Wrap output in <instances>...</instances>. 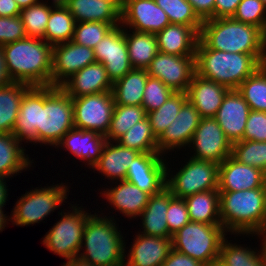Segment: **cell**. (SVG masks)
Masks as SVG:
<instances>
[{"instance_id":"6da1fadb","label":"cell","mask_w":266,"mask_h":266,"mask_svg":"<svg viewBox=\"0 0 266 266\" xmlns=\"http://www.w3.org/2000/svg\"><path fill=\"white\" fill-rule=\"evenodd\" d=\"M199 39L210 49L253 55L266 64V34L257 26L229 18L203 21Z\"/></svg>"},{"instance_id":"7a4b0ae2","label":"cell","mask_w":266,"mask_h":266,"mask_svg":"<svg viewBox=\"0 0 266 266\" xmlns=\"http://www.w3.org/2000/svg\"><path fill=\"white\" fill-rule=\"evenodd\" d=\"M2 47L14 82L30 86L51 85L52 45L41 38L25 37Z\"/></svg>"},{"instance_id":"3957f363","label":"cell","mask_w":266,"mask_h":266,"mask_svg":"<svg viewBox=\"0 0 266 266\" xmlns=\"http://www.w3.org/2000/svg\"><path fill=\"white\" fill-rule=\"evenodd\" d=\"M220 221L231 235H254L266 229V188L219 191Z\"/></svg>"},{"instance_id":"277c9868","label":"cell","mask_w":266,"mask_h":266,"mask_svg":"<svg viewBox=\"0 0 266 266\" xmlns=\"http://www.w3.org/2000/svg\"><path fill=\"white\" fill-rule=\"evenodd\" d=\"M98 215L92 214L85 223L81 251L85 250L78 256L95 266H124L125 237L114 215Z\"/></svg>"},{"instance_id":"5b68a950","label":"cell","mask_w":266,"mask_h":266,"mask_svg":"<svg viewBox=\"0 0 266 266\" xmlns=\"http://www.w3.org/2000/svg\"><path fill=\"white\" fill-rule=\"evenodd\" d=\"M262 64L251 54L208 48L200 39L196 46V73L205 79L237 89Z\"/></svg>"},{"instance_id":"8992f818","label":"cell","mask_w":266,"mask_h":266,"mask_svg":"<svg viewBox=\"0 0 266 266\" xmlns=\"http://www.w3.org/2000/svg\"><path fill=\"white\" fill-rule=\"evenodd\" d=\"M73 128L72 98L61 87L40 86L38 144L55 147L61 138Z\"/></svg>"},{"instance_id":"52a82bcc","label":"cell","mask_w":266,"mask_h":266,"mask_svg":"<svg viewBox=\"0 0 266 266\" xmlns=\"http://www.w3.org/2000/svg\"><path fill=\"white\" fill-rule=\"evenodd\" d=\"M227 232L222 224L189 222L172 236V248L205 266L218 261Z\"/></svg>"},{"instance_id":"ba28073f","label":"cell","mask_w":266,"mask_h":266,"mask_svg":"<svg viewBox=\"0 0 266 266\" xmlns=\"http://www.w3.org/2000/svg\"><path fill=\"white\" fill-rule=\"evenodd\" d=\"M78 205L80 204H70L71 210L58 212L61 219L49 229L42 241V244L53 254L66 260L79 255L85 223L92 215L91 212H86L87 210L83 206L79 207Z\"/></svg>"},{"instance_id":"9c48e42d","label":"cell","mask_w":266,"mask_h":266,"mask_svg":"<svg viewBox=\"0 0 266 266\" xmlns=\"http://www.w3.org/2000/svg\"><path fill=\"white\" fill-rule=\"evenodd\" d=\"M69 192V187L63 182L31 189L30 192L23 194L14 205L10 214V222L18 227L40 223L54 210H57L63 202H66Z\"/></svg>"},{"instance_id":"30bf717a","label":"cell","mask_w":266,"mask_h":266,"mask_svg":"<svg viewBox=\"0 0 266 266\" xmlns=\"http://www.w3.org/2000/svg\"><path fill=\"white\" fill-rule=\"evenodd\" d=\"M166 164V187L174 197L218 189L219 164L211 161L189 158L174 175ZM170 176V177H169Z\"/></svg>"},{"instance_id":"8fae6325","label":"cell","mask_w":266,"mask_h":266,"mask_svg":"<svg viewBox=\"0 0 266 266\" xmlns=\"http://www.w3.org/2000/svg\"><path fill=\"white\" fill-rule=\"evenodd\" d=\"M72 102L74 128L107 134L115 107L112 91L72 98Z\"/></svg>"},{"instance_id":"7c38bea8","label":"cell","mask_w":266,"mask_h":266,"mask_svg":"<svg viewBox=\"0 0 266 266\" xmlns=\"http://www.w3.org/2000/svg\"><path fill=\"white\" fill-rule=\"evenodd\" d=\"M193 159L221 164L231 155L232 143L214 117L202 118L190 142Z\"/></svg>"},{"instance_id":"4fadbf2b","label":"cell","mask_w":266,"mask_h":266,"mask_svg":"<svg viewBox=\"0 0 266 266\" xmlns=\"http://www.w3.org/2000/svg\"><path fill=\"white\" fill-rule=\"evenodd\" d=\"M148 75L160 79L174 92H187L196 73V56L158 52L147 68Z\"/></svg>"},{"instance_id":"5bb4252c","label":"cell","mask_w":266,"mask_h":266,"mask_svg":"<svg viewBox=\"0 0 266 266\" xmlns=\"http://www.w3.org/2000/svg\"><path fill=\"white\" fill-rule=\"evenodd\" d=\"M96 62H101L112 83L124 77L133 68L129 61L126 44L125 28L121 25L114 27L95 46Z\"/></svg>"},{"instance_id":"9a60e30c","label":"cell","mask_w":266,"mask_h":266,"mask_svg":"<svg viewBox=\"0 0 266 266\" xmlns=\"http://www.w3.org/2000/svg\"><path fill=\"white\" fill-rule=\"evenodd\" d=\"M170 24L155 0H127L120 8V25L138 32L157 34Z\"/></svg>"},{"instance_id":"2e32d148","label":"cell","mask_w":266,"mask_h":266,"mask_svg":"<svg viewBox=\"0 0 266 266\" xmlns=\"http://www.w3.org/2000/svg\"><path fill=\"white\" fill-rule=\"evenodd\" d=\"M166 157L159 152L139 153L130 163L125 180L150 195L166 187Z\"/></svg>"},{"instance_id":"e0dca14e","label":"cell","mask_w":266,"mask_h":266,"mask_svg":"<svg viewBox=\"0 0 266 266\" xmlns=\"http://www.w3.org/2000/svg\"><path fill=\"white\" fill-rule=\"evenodd\" d=\"M96 62L94 49L73 41L53 46L51 85L60 87L82 68Z\"/></svg>"},{"instance_id":"ac0fdd59","label":"cell","mask_w":266,"mask_h":266,"mask_svg":"<svg viewBox=\"0 0 266 266\" xmlns=\"http://www.w3.org/2000/svg\"><path fill=\"white\" fill-rule=\"evenodd\" d=\"M202 117L195 107L187 100L179 110L175 120L157 139L158 152L163 156L174 149L188 147L193 134L200 124Z\"/></svg>"},{"instance_id":"d6986e66","label":"cell","mask_w":266,"mask_h":266,"mask_svg":"<svg viewBox=\"0 0 266 266\" xmlns=\"http://www.w3.org/2000/svg\"><path fill=\"white\" fill-rule=\"evenodd\" d=\"M254 188H266V173L261 169L240 163L231 155L219 165V191Z\"/></svg>"},{"instance_id":"ffe728a7","label":"cell","mask_w":266,"mask_h":266,"mask_svg":"<svg viewBox=\"0 0 266 266\" xmlns=\"http://www.w3.org/2000/svg\"><path fill=\"white\" fill-rule=\"evenodd\" d=\"M251 111L237 89H230L214 117L231 143L243 139L246 122Z\"/></svg>"},{"instance_id":"44dd1931","label":"cell","mask_w":266,"mask_h":266,"mask_svg":"<svg viewBox=\"0 0 266 266\" xmlns=\"http://www.w3.org/2000/svg\"><path fill=\"white\" fill-rule=\"evenodd\" d=\"M107 139L103 134L95 131L70 129L56 144L55 148L67 149L89 168L99 161Z\"/></svg>"},{"instance_id":"7402d4cb","label":"cell","mask_w":266,"mask_h":266,"mask_svg":"<svg viewBox=\"0 0 266 266\" xmlns=\"http://www.w3.org/2000/svg\"><path fill=\"white\" fill-rule=\"evenodd\" d=\"M171 239L137 233L124 266H161L172 249Z\"/></svg>"},{"instance_id":"603a6c76","label":"cell","mask_w":266,"mask_h":266,"mask_svg":"<svg viewBox=\"0 0 266 266\" xmlns=\"http://www.w3.org/2000/svg\"><path fill=\"white\" fill-rule=\"evenodd\" d=\"M71 98L112 91L113 83L105 66L94 62L82 68L60 86Z\"/></svg>"},{"instance_id":"cb8c5ba5","label":"cell","mask_w":266,"mask_h":266,"mask_svg":"<svg viewBox=\"0 0 266 266\" xmlns=\"http://www.w3.org/2000/svg\"><path fill=\"white\" fill-rule=\"evenodd\" d=\"M114 187L106 188L100 192L102 197H105L111 205L110 209H114L129 219L137 218L148 204L150 194L140 190L137 186L133 185L127 180L113 182ZM113 206V207H112Z\"/></svg>"},{"instance_id":"d4e9b609","label":"cell","mask_w":266,"mask_h":266,"mask_svg":"<svg viewBox=\"0 0 266 266\" xmlns=\"http://www.w3.org/2000/svg\"><path fill=\"white\" fill-rule=\"evenodd\" d=\"M230 89L212 80L194 74L187 89V100L202 118L215 117L226 93Z\"/></svg>"},{"instance_id":"484cf974","label":"cell","mask_w":266,"mask_h":266,"mask_svg":"<svg viewBox=\"0 0 266 266\" xmlns=\"http://www.w3.org/2000/svg\"><path fill=\"white\" fill-rule=\"evenodd\" d=\"M78 22L109 23L120 25V8L117 0H61Z\"/></svg>"},{"instance_id":"4316f807","label":"cell","mask_w":266,"mask_h":266,"mask_svg":"<svg viewBox=\"0 0 266 266\" xmlns=\"http://www.w3.org/2000/svg\"><path fill=\"white\" fill-rule=\"evenodd\" d=\"M40 126V86H30L24 93L20 110L13 129L18 141L38 144Z\"/></svg>"},{"instance_id":"83f0119b","label":"cell","mask_w":266,"mask_h":266,"mask_svg":"<svg viewBox=\"0 0 266 266\" xmlns=\"http://www.w3.org/2000/svg\"><path fill=\"white\" fill-rule=\"evenodd\" d=\"M139 153L137 150L123 147L116 141H107L99 161L92 169L112 183L125 180L130 163Z\"/></svg>"},{"instance_id":"f1b7e54d","label":"cell","mask_w":266,"mask_h":266,"mask_svg":"<svg viewBox=\"0 0 266 266\" xmlns=\"http://www.w3.org/2000/svg\"><path fill=\"white\" fill-rule=\"evenodd\" d=\"M173 197L171 191L165 187L159 193L151 195L145 209L140 214L143 231L138 232L147 236L161 238H172L166 220V213L170 199Z\"/></svg>"},{"instance_id":"f546056e","label":"cell","mask_w":266,"mask_h":266,"mask_svg":"<svg viewBox=\"0 0 266 266\" xmlns=\"http://www.w3.org/2000/svg\"><path fill=\"white\" fill-rule=\"evenodd\" d=\"M156 38L159 52L178 56H196L199 34L190 26L170 23L156 34Z\"/></svg>"},{"instance_id":"4dcf8cb0","label":"cell","mask_w":266,"mask_h":266,"mask_svg":"<svg viewBox=\"0 0 266 266\" xmlns=\"http://www.w3.org/2000/svg\"><path fill=\"white\" fill-rule=\"evenodd\" d=\"M22 144L12 133H0V176L10 179L23 170H30L34 160L29 159Z\"/></svg>"},{"instance_id":"1f68e13d","label":"cell","mask_w":266,"mask_h":266,"mask_svg":"<svg viewBox=\"0 0 266 266\" xmlns=\"http://www.w3.org/2000/svg\"><path fill=\"white\" fill-rule=\"evenodd\" d=\"M148 76L147 69L133 68L114 82L112 93L115 105L141 106Z\"/></svg>"},{"instance_id":"d6a6232c","label":"cell","mask_w":266,"mask_h":266,"mask_svg":"<svg viewBox=\"0 0 266 266\" xmlns=\"http://www.w3.org/2000/svg\"><path fill=\"white\" fill-rule=\"evenodd\" d=\"M45 41L54 46L72 40L76 21L61 0H52Z\"/></svg>"},{"instance_id":"836d02e7","label":"cell","mask_w":266,"mask_h":266,"mask_svg":"<svg viewBox=\"0 0 266 266\" xmlns=\"http://www.w3.org/2000/svg\"><path fill=\"white\" fill-rule=\"evenodd\" d=\"M125 36L132 68L147 69L159 52L156 35L125 28Z\"/></svg>"},{"instance_id":"e575fe53","label":"cell","mask_w":266,"mask_h":266,"mask_svg":"<svg viewBox=\"0 0 266 266\" xmlns=\"http://www.w3.org/2000/svg\"><path fill=\"white\" fill-rule=\"evenodd\" d=\"M190 222L221 224L219 190H209L184 198Z\"/></svg>"},{"instance_id":"d590c367","label":"cell","mask_w":266,"mask_h":266,"mask_svg":"<svg viewBox=\"0 0 266 266\" xmlns=\"http://www.w3.org/2000/svg\"><path fill=\"white\" fill-rule=\"evenodd\" d=\"M30 85L13 82L0 88V133H13L20 103Z\"/></svg>"},{"instance_id":"8d00e7d4","label":"cell","mask_w":266,"mask_h":266,"mask_svg":"<svg viewBox=\"0 0 266 266\" xmlns=\"http://www.w3.org/2000/svg\"><path fill=\"white\" fill-rule=\"evenodd\" d=\"M225 237L220 246L219 262L223 266H266L261 250L232 243Z\"/></svg>"},{"instance_id":"74e56055","label":"cell","mask_w":266,"mask_h":266,"mask_svg":"<svg viewBox=\"0 0 266 266\" xmlns=\"http://www.w3.org/2000/svg\"><path fill=\"white\" fill-rule=\"evenodd\" d=\"M146 117L147 113L142 106L115 105L105 138L107 141H117L131 127Z\"/></svg>"},{"instance_id":"f35d334b","label":"cell","mask_w":266,"mask_h":266,"mask_svg":"<svg viewBox=\"0 0 266 266\" xmlns=\"http://www.w3.org/2000/svg\"><path fill=\"white\" fill-rule=\"evenodd\" d=\"M186 101L187 94L185 92H174L160 108L147 113L152 132L157 139L175 120Z\"/></svg>"},{"instance_id":"ab89813d","label":"cell","mask_w":266,"mask_h":266,"mask_svg":"<svg viewBox=\"0 0 266 266\" xmlns=\"http://www.w3.org/2000/svg\"><path fill=\"white\" fill-rule=\"evenodd\" d=\"M252 111L266 112V64L237 88Z\"/></svg>"},{"instance_id":"60d3db41","label":"cell","mask_w":266,"mask_h":266,"mask_svg":"<svg viewBox=\"0 0 266 266\" xmlns=\"http://www.w3.org/2000/svg\"><path fill=\"white\" fill-rule=\"evenodd\" d=\"M116 142L140 153L158 152L157 138L147 117L131 127Z\"/></svg>"},{"instance_id":"b9f144b4","label":"cell","mask_w":266,"mask_h":266,"mask_svg":"<svg viewBox=\"0 0 266 266\" xmlns=\"http://www.w3.org/2000/svg\"><path fill=\"white\" fill-rule=\"evenodd\" d=\"M155 2L167 13L170 23L190 26L198 34L200 33L203 21L187 0H155Z\"/></svg>"},{"instance_id":"7bdbcfd3","label":"cell","mask_w":266,"mask_h":266,"mask_svg":"<svg viewBox=\"0 0 266 266\" xmlns=\"http://www.w3.org/2000/svg\"><path fill=\"white\" fill-rule=\"evenodd\" d=\"M48 2H38L28 8L21 9L19 14L27 37L45 40L47 21L50 17L51 6Z\"/></svg>"},{"instance_id":"ee69618b","label":"cell","mask_w":266,"mask_h":266,"mask_svg":"<svg viewBox=\"0 0 266 266\" xmlns=\"http://www.w3.org/2000/svg\"><path fill=\"white\" fill-rule=\"evenodd\" d=\"M231 156L266 173V142L240 140L232 143Z\"/></svg>"},{"instance_id":"f6af8a7d","label":"cell","mask_w":266,"mask_h":266,"mask_svg":"<svg viewBox=\"0 0 266 266\" xmlns=\"http://www.w3.org/2000/svg\"><path fill=\"white\" fill-rule=\"evenodd\" d=\"M114 27L109 23L102 22H78L75 25L72 40L76 44L94 49L95 46Z\"/></svg>"},{"instance_id":"bcb514c9","label":"cell","mask_w":266,"mask_h":266,"mask_svg":"<svg viewBox=\"0 0 266 266\" xmlns=\"http://www.w3.org/2000/svg\"><path fill=\"white\" fill-rule=\"evenodd\" d=\"M232 18L255 25L266 34V6L261 0H242Z\"/></svg>"},{"instance_id":"7dc6e473","label":"cell","mask_w":266,"mask_h":266,"mask_svg":"<svg viewBox=\"0 0 266 266\" xmlns=\"http://www.w3.org/2000/svg\"><path fill=\"white\" fill-rule=\"evenodd\" d=\"M174 91L160 79L148 76L143 92L142 107L146 113L160 108Z\"/></svg>"},{"instance_id":"c3c4849f","label":"cell","mask_w":266,"mask_h":266,"mask_svg":"<svg viewBox=\"0 0 266 266\" xmlns=\"http://www.w3.org/2000/svg\"><path fill=\"white\" fill-rule=\"evenodd\" d=\"M169 232L173 235L190 222L184 198L172 197L166 213Z\"/></svg>"},{"instance_id":"681fc988","label":"cell","mask_w":266,"mask_h":266,"mask_svg":"<svg viewBox=\"0 0 266 266\" xmlns=\"http://www.w3.org/2000/svg\"><path fill=\"white\" fill-rule=\"evenodd\" d=\"M27 37L24 25L19 15L0 17V46Z\"/></svg>"},{"instance_id":"f907efd6","label":"cell","mask_w":266,"mask_h":266,"mask_svg":"<svg viewBox=\"0 0 266 266\" xmlns=\"http://www.w3.org/2000/svg\"><path fill=\"white\" fill-rule=\"evenodd\" d=\"M242 140L266 142V112H249Z\"/></svg>"},{"instance_id":"816d5d0a","label":"cell","mask_w":266,"mask_h":266,"mask_svg":"<svg viewBox=\"0 0 266 266\" xmlns=\"http://www.w3.org/2000/svg\"><path fill=\"white\" fill-rule=\"evenodd\" d=\"M161 266H205L203 263L182 254L173 248L170 250L167 259Z\"/></svg>"},{"instance_id":"f5cc1de1","label":"cell","mask_w":266,"mask_h":266,"mask_svg":"<svg viewBox=\"0 0 266 266\" xmlns=\"http://www.w3.org/2000/svg\"><path fill=\"white\" fill-rule=\"evenodd\" d=\"M202 20L214 19L215 0H187Z\"/></svg>"},{"instance_id":"db71d44e","label":"cell","mask_w":266,"mask_h":266,"mask_svg":"<svg viewBox=\"0 0 266 266\" xmlns=\"http://www.w3.org/2000/svg\"><path fill=\"white\" fill-rule=\"evenodd\" d=\"M241 1L242 0H215L214 19L233 17Z\"/></svg>"},{"instance_id":"11a10c76","label":"cell","mask_w":266,"mask_h":266,"mask_svg":"<svg viewBox=\"0 0 266 266\" xmlns=\"http://www.w3.org/2000/svg\"><path fill=\"white\" fill-rule=\"evenodd\" d=\"M20 7L15 0H0V17H12L19 15Z\"/></svg>"},{"instance_id":"9f6ffc18","label":"cell","mask_w":266,"mask_h":266,"mask_svg":"<svg viewBox=\"0 0 266 266\" xmlns=\"http://www.w3.org/2000/svg\"><path fill=\"white\" fill-rule=\"evenodd\" d=\"M11 76L9 75L6 60L4 57L3 47L0 46V88L13 83Z\"/></svg>"},{"instance_id":"6f0895ef","label":"cell","mask_w":266,"mask_h":266,"mask_svg":"<svg viewBox=\"0 0 266 266\" xmlns=\"http://www.w3.org/2000/svg\"><path fill=\"white\" fill-rule=\"evenodd\" d=\"M6 180L9 181L7 177L0 176V211H4L3 207H5L6 201H8L9 189L7 188Z\"/></svg>"},{"instance_id":"680465c9","label":"cell","mask_w":266,"mask_h":266,"mask_svg":"<svg viewBox=\"0 0 266 266\" xmlns=\"http://www.w3.org/2000/svg\"><path fill=\"white\" fill-rule=\"evenodd\" d=\"M61 266H95V265L91 264L88 261H85L84 259L80 258L79 256H76V257L66 261Z\"/></svg>"},{"instance_id":"91938a15","label":"cell","mask_w":266,"mask_h":266,"mask_svg":"<svg viewBox=\"0 0 266 266\" xmlns=\"http://www.w3.org/2000/svg\"><path fill=\"white\" fill-rule=\"evenodd\" d=\"M255 235L258 236L259 238H262V239H260L261 240L260 250L262 252V255H263V258H264V263L266 265V229L263 230V231H261V232H258L256 234H254V235H248V237L249 236H252L253 237Z\"/></svg>"},{"instance_id":"94428289","label":"cell","mask_w":266,"mask_h":266,"mask_svg":"<svg viewBox=\"0 0 266 266\" xmlns=\"http://www.w3.org/2000/svg\"><path fill=\"white\" fill-rule=\"evenodd\" d=\"M4 213L5 211H0V232L4 230L6 225H8V221H11V216H7L6 213Z\"/></svg>"},{"instance_id":"6125c7cd","label":"cell","mask_w":266,"mask_h":266,"mask_svg":"<svg viewBox=\"0 0 266 266\" xmlns=\"http://www.w3.org/2000/svg\"><path fill=\"white\" fill-rule=\"evenodd\" d=\"M20 9L28 8L33 4L40 2V0H15Z\"/></svg>"},{"instance_id":"be15d7a7","label":"cell","mask_w":266,"mask_h":266,"mask_svg":"<svg viewBox=\"0 0 266 266\" xmlns=\"http://www.w3.org/2000/svg\"><path fill=\"white\" fill-rule=\"evenodd\" d=\"M206 266H223V265H222V263L219 262V260H218V261L212 262V263H210V264H208V265H206Z\"/></svg>"},{"instance_id":"e7e4bbea","label":"cell","mask_w":266,"mask_h":266,"mask_svg":"<svg viewBox=\"0 0 266 266\" xmlns=\"http://www.w3.org/2000/svg\"><path fill=\"white\" fill-rule=\"evenodd\" d=\"M127 0H117L118 4L121 6L124 2H126Z\"/></svg>"},{"instance_id":"03108f58","label":"cell","mask_w":266,"mask_h":266,"mask_svg":"<svg viewBox=\"0 0 266 266\" xmlns=\"http://www.w3.org/2000/svg\"><path fill=\"white\" fill-rule=\"evenodd\" d=\"M261 1L266 6V0H261Z\"/></svg>"}]
</instances>
